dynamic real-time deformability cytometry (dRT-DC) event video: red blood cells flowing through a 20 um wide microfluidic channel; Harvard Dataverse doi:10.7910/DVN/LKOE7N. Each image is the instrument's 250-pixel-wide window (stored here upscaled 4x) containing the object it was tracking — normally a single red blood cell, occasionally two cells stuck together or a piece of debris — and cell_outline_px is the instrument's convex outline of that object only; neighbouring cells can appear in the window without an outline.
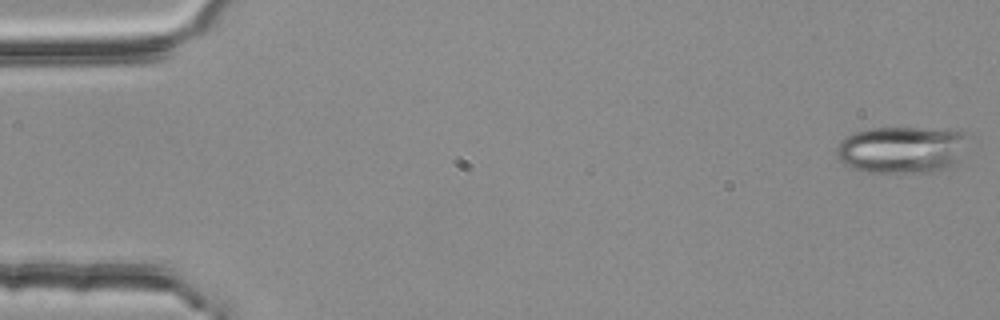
{"species": "common noctule bat (a hibernating species)", "species_latin": "Nyctalus noctula", "temperature_condition": "room temperature", "stored_images_in_passage": 5, "camera_frame_rate_fps": 3000, "um_per_image_px": 0.085, "animal": {"sex": "female", "body_mass_g": 25.1}, "frame": {"image": 1, "passage_image": 1, "time_ms": 0.0, "image_size_px": [1000, 320], "cell_outline_px": [[972, 132], [956, 160], [948, 168], [932, 172], [872, 172], [856, 168], [844, 164], [836, 156], [836, 144], [840, 140], [852, 132], [868, 128], [916, 128]], "centroid_in_image_um": [76.62, 12.7], "position_along_channel_um": 8.4, "area_um2": 35.95}}